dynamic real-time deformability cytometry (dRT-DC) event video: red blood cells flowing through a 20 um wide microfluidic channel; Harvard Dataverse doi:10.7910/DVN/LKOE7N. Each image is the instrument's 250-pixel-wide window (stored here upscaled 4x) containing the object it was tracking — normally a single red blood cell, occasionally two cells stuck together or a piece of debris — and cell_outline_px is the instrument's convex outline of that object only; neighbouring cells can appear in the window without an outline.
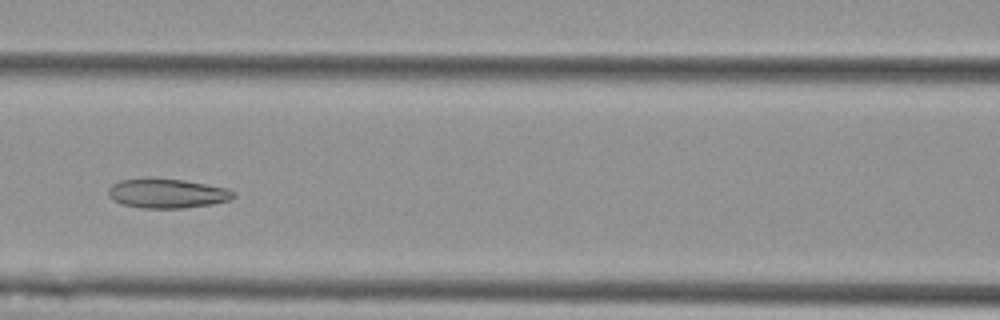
{"species": "Egyptian fruit bat (a non-hibernating species)", "species_latin": "Rousettus aegyptiacus", "temperature_condition": "cold", "stored_images_in_passage": 8, "camera_frame_rate_fps": 3000, "um_per_image_px": 0.085, "animal": {"sex": "female"}, "frame": {"image": 1, "passage_image": 6, "time_ms": 1.667, "image_size_px": [1000, 320], "cell_outline_px": [[236, 196], [232, 200], [212, 204], [184, 208], [144, 208], [120, 204], [112, 200], [108, 196], [108, 188], [112, 184], [120, 180], [148, 176], [152, 176], [184, 180], [224, 188], [236, 192]], "centroid_in_image_um": [14.16, 16.42], "position_along_channel_um": 152.4, "area_um2": 22.02}}
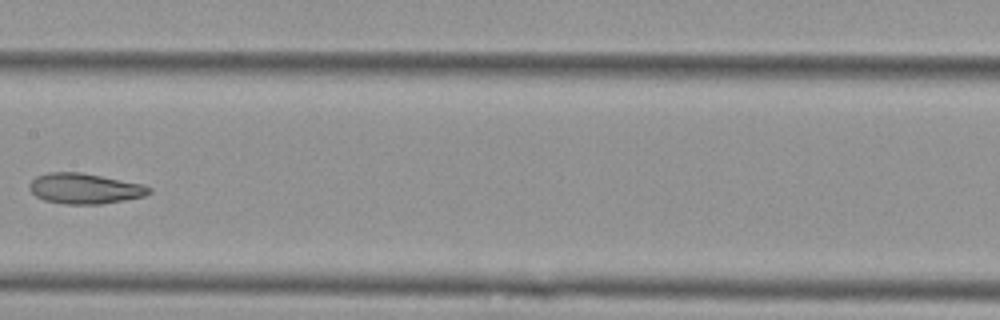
{"frame": {"image": 2, "passage_image": 7, "time_ms": 2.0, "image_size_px": [1000, 320], "cell_outline_px": [[152, 192], [144, 196], [124, 200], [100, 204], [64, 204], [44, 200], [36, 196], [28, 188], [28, 184], [36, 176], [48, 172], [80, 172], [144, 184], [152, 188]], "centroid_in_image_um": [7.19, 16.02], "position_along_channel_um": 200.2, "area_um2": 21.33}}
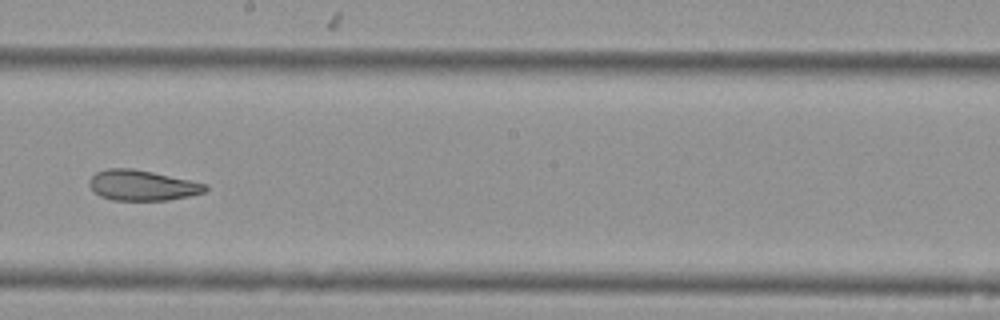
{"frame": {"image": 3, "passage_image": 8, "time_ms": 2.333, "image_size_px": [1000, 320], "cell_outline_px": [[208, 188], [204, 192], [188, 196], [168, 200], [112, 200], [100, 196], [88, 184], [88, 180], [96, 172], [108, 168], [132, 168], [152, 172], [208, 184]], "centroid_in_image_um": [12.07, 15.75], "position_along_channel_um": 236.1, "area_um2": 20.46}}